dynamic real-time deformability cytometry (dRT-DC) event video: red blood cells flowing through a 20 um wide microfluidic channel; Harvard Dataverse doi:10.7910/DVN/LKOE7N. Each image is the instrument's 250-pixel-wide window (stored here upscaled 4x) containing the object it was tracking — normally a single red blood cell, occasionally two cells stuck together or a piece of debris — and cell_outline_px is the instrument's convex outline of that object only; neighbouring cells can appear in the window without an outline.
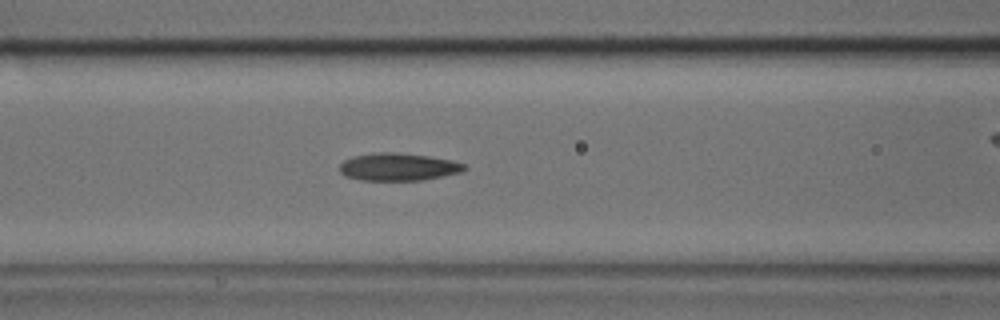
{"species": "common noctule bat (a hibernating species)", "species_latin": "Nyctalus noctula", "temperature_condition": "cold", "stored_images_in_passage": 41, "camera_frame_rate_fps": 3000, "um_per_image_px": 0.085, "animal": {"sex": "male", "body_mass_g": 17.9, "forearm_length_mm": 54.2}, "frame": {"image": 1, "passage_image": 19, "time_ms": 6.0, "image_size_px": [1000, 320], "cell_outline_px": [[468, 168], [460, 172], [444, 176], [420, 180], [360, 180], [344, 176], [340, 172], [340, 164], [344, 160], [352, 156], [372, 152], [396, 152], [428, 156], [452, 160], [464, 164]], "centroid_in_image_um": [33.82, 14.18], "position_along_channel_um": 132.8, "area_um2": 20.17}}
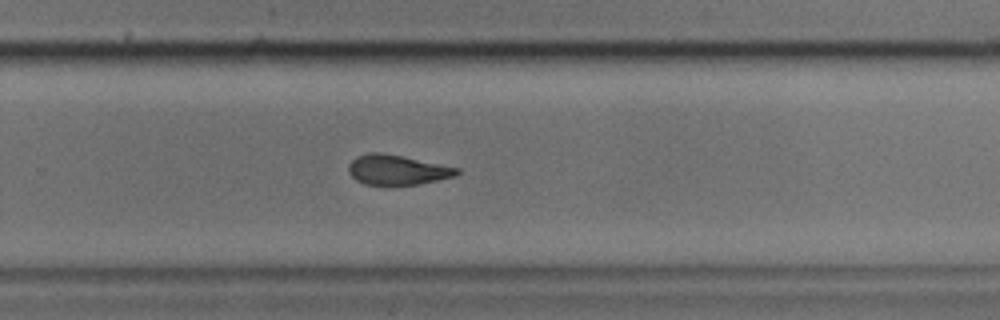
{"frame": {"image": 2, "passage_image": 31, "time_ms": 10.0, "image_size_px": [1000, 320], "cell_outline_px": [[460, 172], [456, 176], [420, 184], [392, 188], [384, 188], [364, 184], [356, 180], [348, 172], [348, 164], [356, 156], [368, 152], [380, 152], [460, 168]], "centroid_in_image_um": [33.72, 14.49], "position_along_channel_um": 296.1, "area_um2": 19.65}}
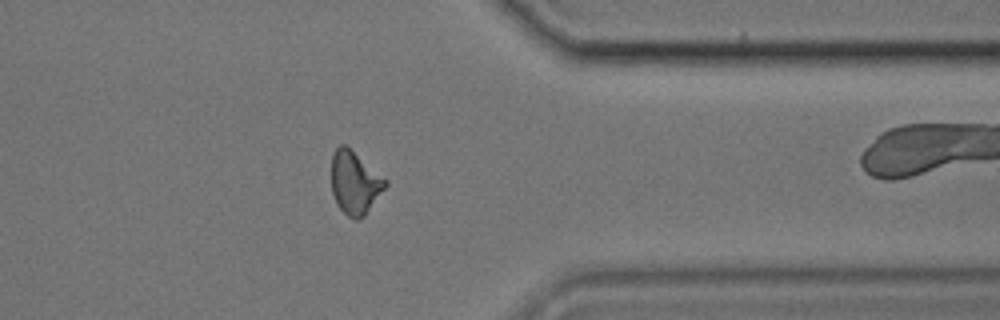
{"frame": {"image": 3, "passage_image": 38, "time_ms": 12.333, "image_size_px": [1000, 320], "cell_outline_px": [[388, 184], [364, 216], [356, 220], [348, 216], [336, 204], [332, 192], [332, 152], [340, 144], [344, 144], [388, 180]], "centroid_in_image_um": [30.15, 15.53], "position_along_channel_um": 381.2, "area_um2": 19.59}}